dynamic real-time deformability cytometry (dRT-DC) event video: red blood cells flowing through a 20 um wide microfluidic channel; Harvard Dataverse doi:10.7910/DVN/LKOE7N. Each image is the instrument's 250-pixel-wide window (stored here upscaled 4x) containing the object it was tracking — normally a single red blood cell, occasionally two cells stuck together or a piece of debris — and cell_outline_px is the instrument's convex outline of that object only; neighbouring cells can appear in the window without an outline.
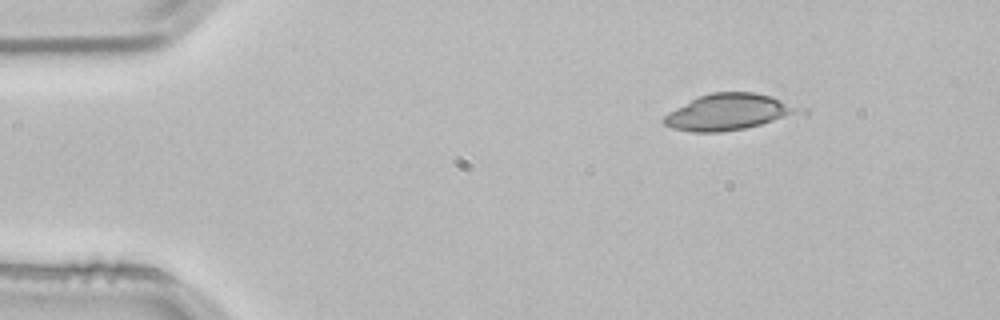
{"species": "common noctule bat (a hibernating species)", "species_latin": "Nyctalus noctula", "temperature_condition": "room temperature", "stored_images_in_passage": 2, "camera_frame_rate_fps": 3000, "um_per_image_px": 0.085, "animal": {"sex": "male", "body_mass_g": 21.5, "forearm_length_mm": 52.0}, "frame": {"image": 1, "passage_image": 1, "time_ms": 0.0, "image_size_px": [1000, 320], "cell_outline_px": [[808, 116], [744, 128], [720, 132], [692, 132], [672, 128], [664, 124], [660, 120], [668, 112], [700, 96], [712, 92], [752, 92], [772, 96], [808, 108]], "centroid_in_image_um": [62.17, 9.53], "position_along_channel_um": 22.8, "area_um2": 29.65}}